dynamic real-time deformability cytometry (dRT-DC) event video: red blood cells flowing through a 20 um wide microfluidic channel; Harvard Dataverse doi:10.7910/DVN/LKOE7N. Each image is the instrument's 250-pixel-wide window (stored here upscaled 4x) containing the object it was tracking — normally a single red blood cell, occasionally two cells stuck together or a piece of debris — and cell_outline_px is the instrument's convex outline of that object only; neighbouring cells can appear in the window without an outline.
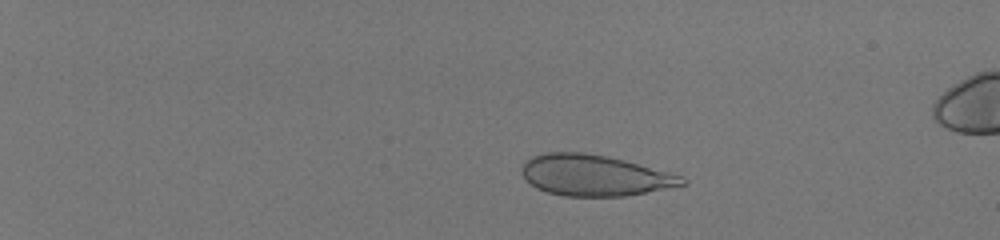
{"species": "human", "species_latin": "Homo sapiens", "temperature_condition": "room temperature", "stored_images_in_passage": 44, "camera_frame_rate_fps": 3000, "um_per_image_px": 0.085, "donor": {"sex": "male"}, "frame": {"image": 1, "passage_image": 1, "time_ms": 0.0, "image_size_px": [1000, 240], "cell_outline_px": [[688, 184], [624, 196], [564, 196], [548, 192], [536, 188], [520, 172], [524, 160], [532, 156], [548, 152], [584, 152], [624, 160], [684, 176], [688, 180]], "centroid_in_image_um": [50.53, 14.9], "position_along_channel_um": 34.5, "area_um2": 38.21}}
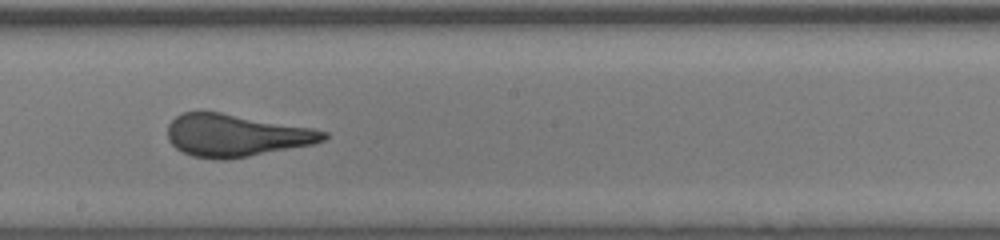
{"frame": {"image": 2, "passage_image": 25, "time_ms": 8.0, "image_size_px": [1000, 240], "cell_outline_px": [[328, 136], [324, 140], [312, 144], [248, 156], [224, 160], [216, 160], [192, 156], [176, 148], [168, 140], [168, 124], [176, 116], [184, 112], [220, 112], [312, 128], [328, 132]], "centroid_in_image_um": [20.03, 11.51], "position_along_channel_um": 228.2, "area_um2": 38.15}}
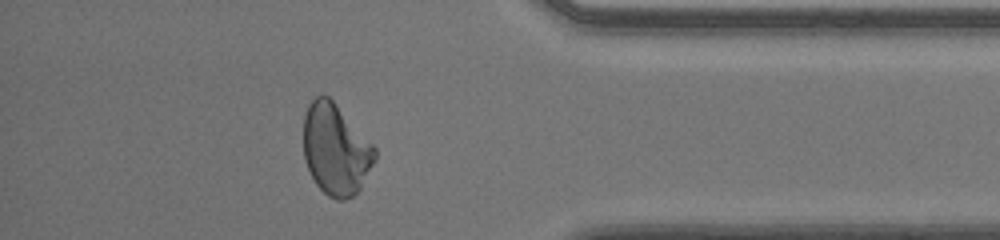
{"frame": {"image": 3, "passage_image": 39, "time_ms": 12.667, "image_size_px": [1000, 240], "cell_outline_px": [[376, 160], [360, 188], [352, 196], [344, 200], [336, 200], [328, 196], [316, 184], [304, 160], [304, 116], [308, 104], [316, 96], [328, 96], [332, 100], [376, 148]], "centroid_in_image_um": [28.53, 12.72], "position_along_channel_um": 406.7, "area_um2": 37.51}, "authors_computed_cell_mechanics": {"area_um2": 38.3792, "velocity_mm_per_s": 4.0831, "shape_relaxation_time_tau1_ms": 5.7637, "shape_relaxation_time_tau2_ms": null, "deformation_change_tau1": 0.1824, "deformation_change_tau2": null}}